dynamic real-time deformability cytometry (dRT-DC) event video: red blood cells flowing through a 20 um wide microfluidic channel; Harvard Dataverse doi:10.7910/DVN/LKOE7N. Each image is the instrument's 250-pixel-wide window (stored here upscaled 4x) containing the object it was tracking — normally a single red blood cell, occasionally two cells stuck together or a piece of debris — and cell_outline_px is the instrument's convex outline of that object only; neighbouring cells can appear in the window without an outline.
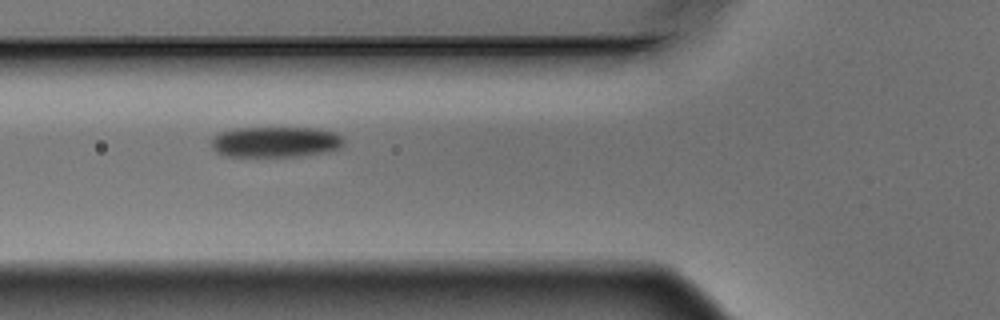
{"species": "Egyptian fruit bat (a non-hibernating species)", "species_latin": "Rousettus aegyptiacus", "temperature_condition": "warm", "stored_images_in_passage": 6, "camera_frame_rate_fps": 3000, "um_per_image_px": 0.085, "animal": {"sex": "male"}, "frame": {"image": 1, "passage_image": 5, "time_ms": 1.333, "image_size_px": [1000, 320], "cell_outline_px": [[344, 144], [340, 148], [328, 152], [300, 156], [224, 156], [216, 152], [212, 148], [212, 140], [220, 132], [232, 128], [316, 128], [332, 132], [344, 136]], "centroid_in_image_um": [23.45, 12.06], "position_along_channel_um": 102.4, "area_um2": 23.81}}
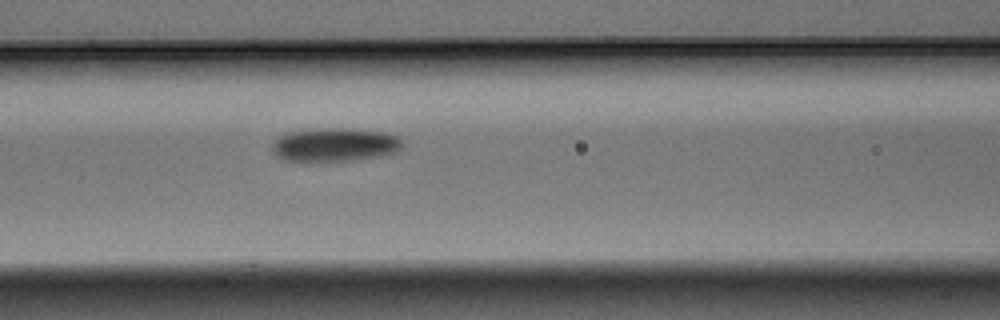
{"frame": {"image": 2, "passage_image": 6, "time_ms": 1.667, "image_size_px": [1000, 320], "cell_outline_px": [[400, 148], [396, 152], [380, 156], [348, 160], [284, 160], [272, 148], [272, 144], [280, 136], [292, 132], [320, 128], [344, 128], [384, 132], [396, 136], [400, 140]], "centroid_in_image_um": [28.48, 12.28], "position_along_channel_um": 138.1, "area_um2": 24.62}}